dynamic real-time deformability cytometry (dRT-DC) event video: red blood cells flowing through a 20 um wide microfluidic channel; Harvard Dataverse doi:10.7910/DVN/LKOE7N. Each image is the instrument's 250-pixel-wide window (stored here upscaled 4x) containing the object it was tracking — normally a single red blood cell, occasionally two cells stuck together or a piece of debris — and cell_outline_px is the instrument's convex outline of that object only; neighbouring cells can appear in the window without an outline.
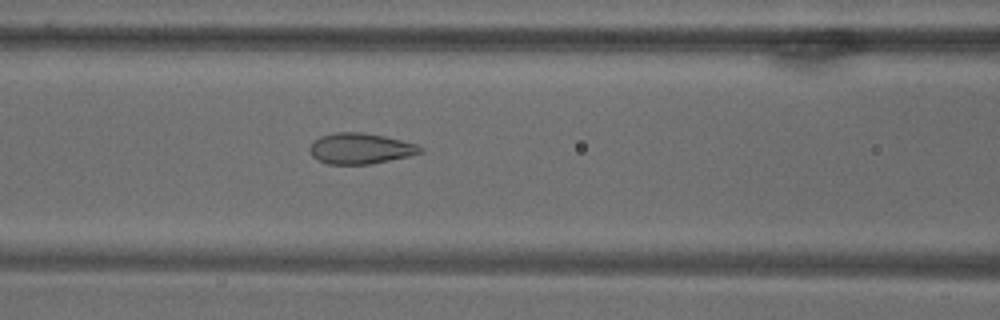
{"species": "common noctule bat (a hibernating species)", "species_latin": "Nyctalus noctula", "temperature_condition": "warm", "stored_images_in_passage": 53, "camera_frame_rate_fps": 3000, "um_per_image_px": 0.085, "animal": {"sex": "male", "body_mass_g": 18.8}, "frame": {"image": 1, "passage_image": 13, "time_ms": 4.0, "image_size_px": [1000, 320], "cell_outline_px": [[424, 152], [408, 156], [368, 164], [328, 164], [312, 156], [308, 148], [320, 136], [336, 132], [360, 132], [384, 136], [420, 144], [424, 148]], "centroid_in_image_um": [30.67, 12.61], "position_along_channel_um": 135.9, "area_um2": 19.77}}
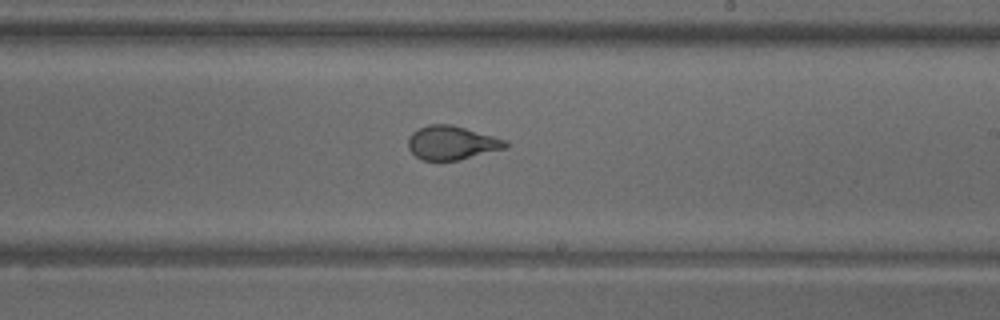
{"frame": {"image": 2, "passage_image": 25, "time_ms": 8.0, "image_size_px": [1000, 320], "cell_outline_px": [[508, 144], [504, 148], [456, 160], [424, 160], [416, 156], [408, 148], [408, 136], [412, 132], [428, 124], [452, 124], [508, 140]], "centroid_in_image_um": [38.37, 12.11], "position_along_channel_um": 250.6, "area_um2": 18.96}}
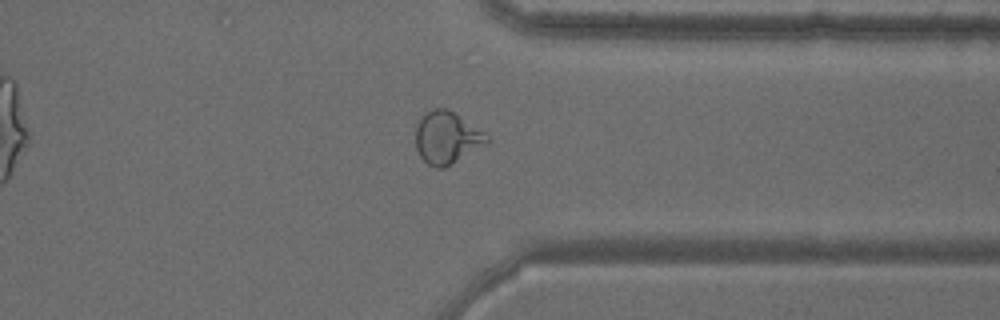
{"frame": {"image": 3, "passage_image": 38, "time_ms": 12.333, "image_size_px": [1000, 320], "cell_outline_px": [[492, 140], [488, 144], [452, 164], [444, 168], [436, 168], [428, 164], [420, 156], [416, 148], [416, 124], [420, 116], [424, 112], [432, 108], [448, 108], [484, 132]], "centroid_in_image_um": [37.98, 11.69], "position_along_channel_um": 373.4, "area_um2": 22.02}}